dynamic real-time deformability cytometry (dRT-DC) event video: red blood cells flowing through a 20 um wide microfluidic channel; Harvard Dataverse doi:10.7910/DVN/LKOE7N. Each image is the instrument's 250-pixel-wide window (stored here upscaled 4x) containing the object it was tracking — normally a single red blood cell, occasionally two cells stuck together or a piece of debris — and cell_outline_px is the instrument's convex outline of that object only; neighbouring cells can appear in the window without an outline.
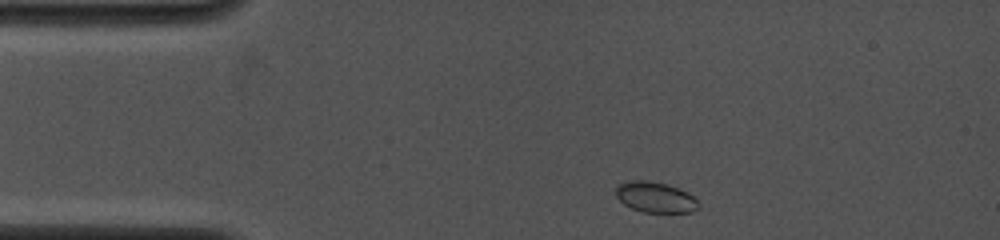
{"species": "common noctule bat (a hibernating species)", "species_latin": "Nyctalus noctula", "temperature_condition": "cold", "stored_images_in_passage": 12, "camera_frame_rate_fps": 4000, "um_per_image_px": 0.085, "animal": {"sex": "female", "body_mass_g": 19.0, "forearm_length_mm": 53.3}, "frame": {"image": 1, "passage_image": 1, "time_ms": 0.0, "image_size_px": [1000, 240], "cell_outline_px": [[700, 208], [692, 212], [644, 212], [632, 208], [624, 204], [616, 196], [616, 184], [628, 180], [648, 180], [668, 184], [688, 192], [700, 204]], "centroid_in_image_um": [55.7, 16.75], "position_along_channel_um": 29.3, "area_um2": 14.91}}
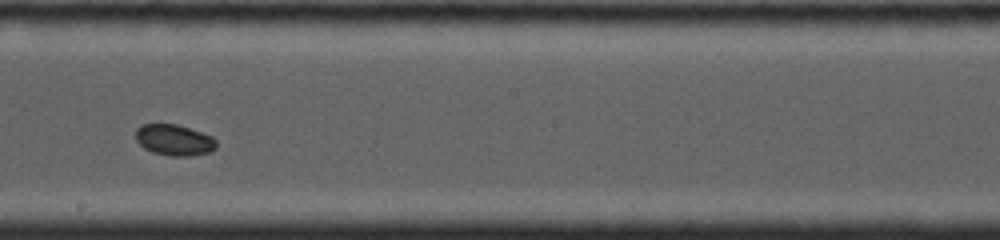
{"frame": {"image": 2, "passage_image": 7, "time_ms": 6.25, "image_size_px": [1000, 240], "cell_outline_px": [[216, 148], [208, 152], [188, 156], [172, 156], [152, 152], [144, 148], [136, 140], [136, 128], [140, 124], [176, 124], [212, 136], [216, 140]], "centroid_in_image_um": [14.78, 11.89], "position_along_channel_um": 233.4, "area_um2": 14.51}}
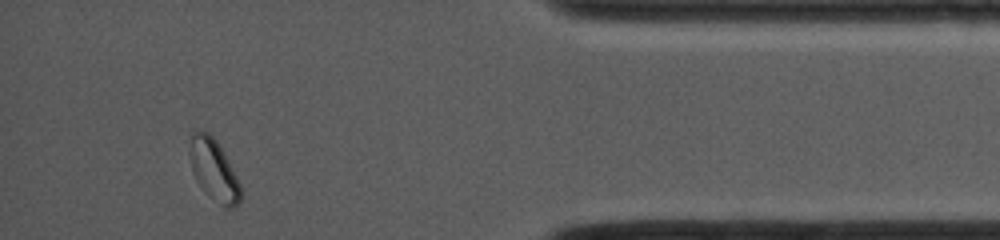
{"frame": {"image": 3, "passage_image": 12, "time_ms": 11.5, "image_size_px": [1000, 240], "cell_outline_px": [[244, 196], [232, 208], [228, 208], [220, 204], [204, 192], [196, 180], [192, 172], [188, 152], [192, 136], [196, 132], [208, 132], [216, 140], [224, 152], [240, 184]], "centroid_in_image_um": [18.18, 14.48], "position_along_channel_um": 417.0, "area_um2": 18.15}, "authors_computed_cell_mechanics": {"area_um2": 14.8546, "velocity_mm_per_s": 4.0163, "shape_relaxation_time_tau1_ms": null, "shape_relaxation_time_tau2_ms": 2.1721, "deformation_change_tau1": null, "deformation_change_tau2": 0.035}}